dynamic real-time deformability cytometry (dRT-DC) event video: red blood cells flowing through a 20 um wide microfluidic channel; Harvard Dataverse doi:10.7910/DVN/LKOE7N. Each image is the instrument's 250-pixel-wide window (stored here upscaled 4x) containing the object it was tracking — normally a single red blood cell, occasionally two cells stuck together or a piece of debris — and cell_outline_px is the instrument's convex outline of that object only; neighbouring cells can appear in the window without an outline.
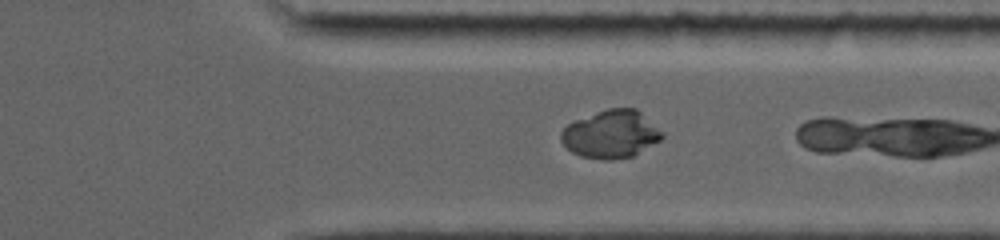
{"species": "common noctule bat (a hibernating species)", "species_latin": "Nyctalus noctula", "temperature_condition": "room temperature", "stored_images_in_passage": 22, "camera_frame_rate_fps": 5000, "um_per_image_px": 0.085, "animal": {"sex": "female", "body_mass_g": 19.0, "forearm_length_mm": 56.7}, "frame": {"image": 1, "passage_image": 16, "time_ms": 7.4, "image_size_px": [1000, 240], "cell_outline_px": [[664, 136], [660, 140], [632, 156], [612, 160], [604, 160], [580, 156], [572, 152], [560, 140], [560, 132], [568, 124], [576, 120], [596, 112], [608, 108], [636, 108], [664, 132]], "centroid_in_image_um": [51.93, 11.4], "position_along_channel_um": 359.5, "area_um2": 28.09}}